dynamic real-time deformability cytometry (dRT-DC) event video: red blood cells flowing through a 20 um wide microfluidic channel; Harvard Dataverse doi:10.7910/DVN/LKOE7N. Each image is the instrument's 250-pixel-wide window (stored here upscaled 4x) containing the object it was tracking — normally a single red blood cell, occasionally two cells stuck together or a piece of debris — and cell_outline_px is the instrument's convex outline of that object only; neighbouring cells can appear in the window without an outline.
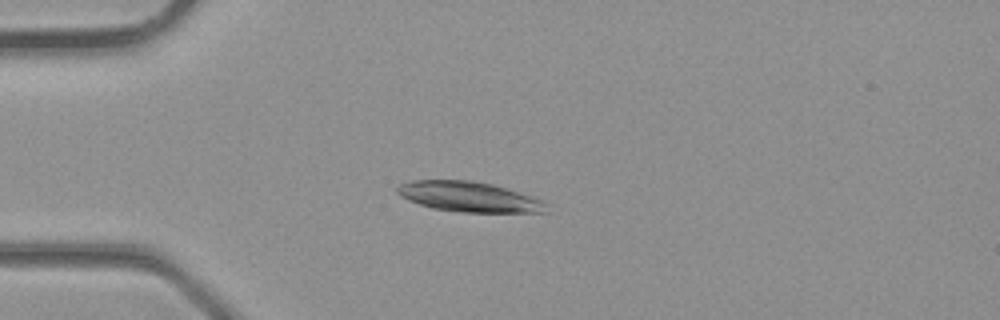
{"species": "common noctule bat (a hibernating species)", "species_latin": "Nyctalus noctula", "temperature_condition": "room temperature", "stored_images_in_passage": 3, "camera_frame_rate_fps": 3000, "um_per_image_px": 0.085, "animal": {"sex": "male", "body_mass_g": 23.1, "forearm_length_mm": 52.7}, "frame": {"image": 1, "passage_image": 3, "time_ms": 0.667, "image_size_px": [1000, 320], "cell_outline_px": [[548, 204], [544, 212], [460, 212], [432, 208], [408, 200], [400, 196], [396, 192], [396, 188], [400, 184], [412, 180], [472, 180], [492, 184], [536, 196], [544, 200]], "centroid_in_image_um": [39.89, 16.72], "position_along_channel_um": 45.1, "area_um2": 26.41}}